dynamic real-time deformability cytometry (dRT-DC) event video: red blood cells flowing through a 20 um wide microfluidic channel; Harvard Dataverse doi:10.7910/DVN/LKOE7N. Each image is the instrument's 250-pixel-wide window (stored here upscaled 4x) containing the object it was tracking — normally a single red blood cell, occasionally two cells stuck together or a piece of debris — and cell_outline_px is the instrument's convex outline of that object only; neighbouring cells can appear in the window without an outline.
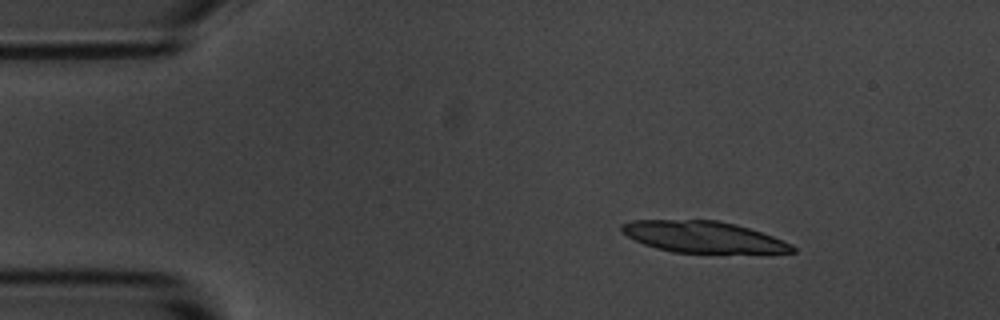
{"species": "common noctule bat (a hibernating species)", "species_latin": "Nyctalus noctula", "temperature_condition": "room temperature", "stored_images_in_passage": 7, "camera_frame_rate_fps": 3000, "um_per_image_px": 0.085, "animal": {"sex": "male", "body_mass_g": 20.1, "forearm_length_mm": 53.5}, "frame": {"image": 1, "passage_image": 2, "time_ms": 0.333, "image_size_px": [1000, 320], "cell_outline_px": [[796, 252], [672, 252], [656, 248], [644, 244], [628, 236], [620, 228], [620, 224], [632, 220], [716, 220], [736, 224], [772, 236], [792, 244], [796, 248]], "centroid_in_image_um": [59.73, 20.12], "position_along_channel_um": 25.3, "area_um2": 30.69}}
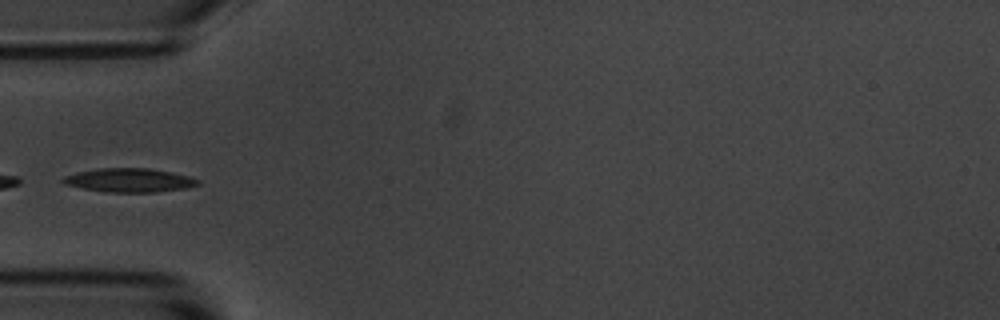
{"frame": {"image": 2, "passage_image": 5, "time_ms": 1.333, "image_size_px": [1000, 320], "cell_outline_px": [[200, 184], [188, 188], [156, 192], [108, 192], [84, 188], [64, 184], [60, 180], [64, 176], [76, 172], [100, 168], [148, 168], [172, 172], [188, 176], [200, 180]], "centroid_in_image_um": [11.01, 15.31], "position_along_channel_um": 74.0, "area_um2": 18.73}}
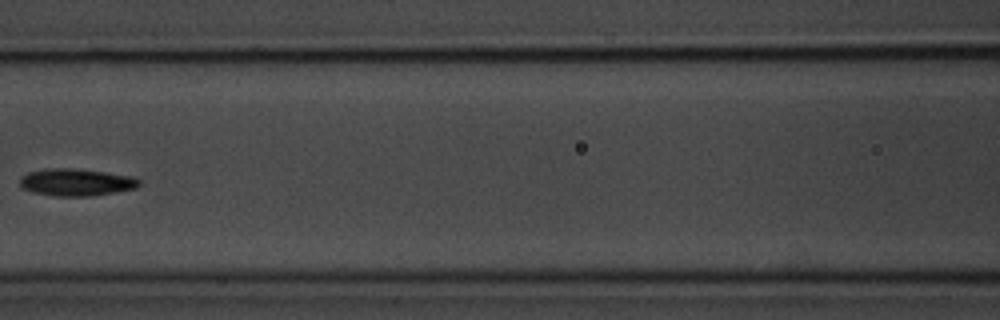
{"frame": {"image": 3, "passage_image": 7, "time_ms": 2.0, "image_size_px": [1000, 320], "cell_outline_px": [[140, 184], [136, 188], [116, 192], [92, 196], [52, 196], [32, 192], [24, 188], [20, 184], [20, 176], [28, 172], [44, 168], [72, 168], [104, 172], [132, 176], [140, 180]], "centroid_in_image_um": [6.46, 15.49], "position_along_channel_um": 160.1, "area_um2": 19.02}}